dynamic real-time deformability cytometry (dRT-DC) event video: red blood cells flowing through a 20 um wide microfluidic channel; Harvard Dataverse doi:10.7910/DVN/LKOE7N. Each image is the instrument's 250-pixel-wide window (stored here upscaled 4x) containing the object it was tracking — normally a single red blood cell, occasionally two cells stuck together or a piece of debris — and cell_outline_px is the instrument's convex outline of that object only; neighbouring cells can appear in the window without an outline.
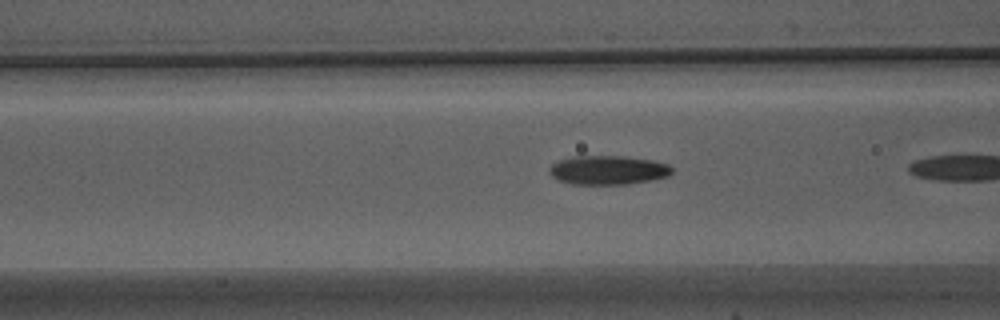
{"species": "Egyptian fruit bat (a non-hibernating species)", "species_latin": "Rousettus aegyptiacus", "temperature_condition": "warm", "stored_images_in_passage": 6, "camera_frame_rate_fps": 3000, "um_per_image_px": 0.085, "animal": {"sex": "male"}, "frame": {"image": 1, "passage_image": 5, "time_ms": 1.333, "image_size_px": [1000, 320], "cell_outline_px": [[672, 172], [668, 176], [652, 180], [628, 184], [572, 184], [556, 180], [548, 172], [548, 168], [552, 164], [560, 160], [572, 156], [624, 156], [652, 160], [668, 164], [672, 168]], "centroid_in_image_um": [51.66, 14.46], "position_along_channel_um": 114.9, "area_um2": 20.87}}